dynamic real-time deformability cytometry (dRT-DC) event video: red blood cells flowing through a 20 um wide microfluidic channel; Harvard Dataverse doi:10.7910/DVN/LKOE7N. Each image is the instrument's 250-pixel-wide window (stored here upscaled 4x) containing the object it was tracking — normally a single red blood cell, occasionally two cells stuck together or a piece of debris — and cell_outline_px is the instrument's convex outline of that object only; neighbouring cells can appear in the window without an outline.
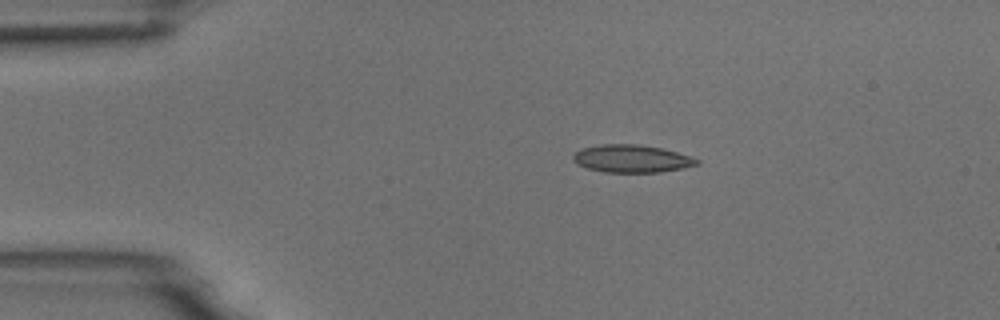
{"species": "common noctule bat (a hibernating species)", "species_latin": "Nyctalus noctula", "temperature_condition": "room temperature", "stored_images_in_passage": 45, "camera_frame_rate_fps": 3000, "um_per_image_px": 0.085, "animal": {"sex": "male", "body_mass_g": 18.8}, "frame": {"image": 1, "passage_image": 1, "time_ms": 0.0, "image_size_px": [1000, 320], "cell_outline_px": [[700, 164], [684, 168], [660, 172], [604, 172], [588, 168], [576, 164], [572, 160], [572, 156], [576, 152], [584, 148], [600, 144], [640, 144], [664, 148], [692, 156], [700, 160]], "centroid_in_image_um": [53.74, 13.48], "position_along_channel_um": 31.3, "area_um2": 20.17}}
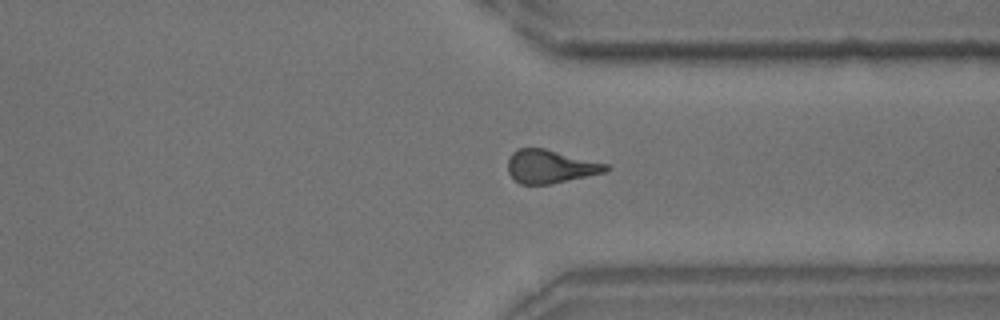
{"frame": {"image": 2, "passage_image": 32, "time_ms": 10.333, "image_size_px": [1000, 320], "cell_outline_px": [[612, 168], [604, 172], [548, 184], [520, 184], [508, 172], [508, 160], [512, 152], [516, 148], [544, 148], [608, 164]], "centroid_in_image_um": [46.76, 14.13], "position_along_channel_um": 364.6, "area_um2": 18.79}}
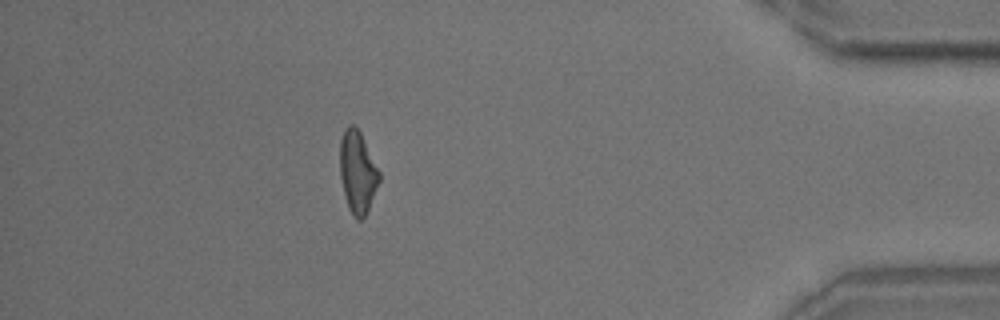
{"frame": {"image": 3, "passage_image": 39, "time_ms": 12.667, "image_size_px": [1000, 320], "cell_outline_px": [[380, 180], [368, 208], [364, 216], [360, 220], [356, 220], [352, 216], [348, 208], [340, 176], [340, 140], [344, 128], [348, 124], [352, 124], [360, 132], [380, 172]], "centroid_in_image_um": [30.38, 14.62], "position_along_channel_um": 404.8, "area_um2": 18.67}, "authors_computed_cell_mechanics": {"area_um2": 19.074, "velocity_mm_per_s": 3.6828, "shape_relaxation_time_tau1_ms": 6.9577, "shape_relaxation_time_tau2_ms": 1.9851, "deformation_change_tau1": 0.1868, "deformation_change_tau2": 0.101}}